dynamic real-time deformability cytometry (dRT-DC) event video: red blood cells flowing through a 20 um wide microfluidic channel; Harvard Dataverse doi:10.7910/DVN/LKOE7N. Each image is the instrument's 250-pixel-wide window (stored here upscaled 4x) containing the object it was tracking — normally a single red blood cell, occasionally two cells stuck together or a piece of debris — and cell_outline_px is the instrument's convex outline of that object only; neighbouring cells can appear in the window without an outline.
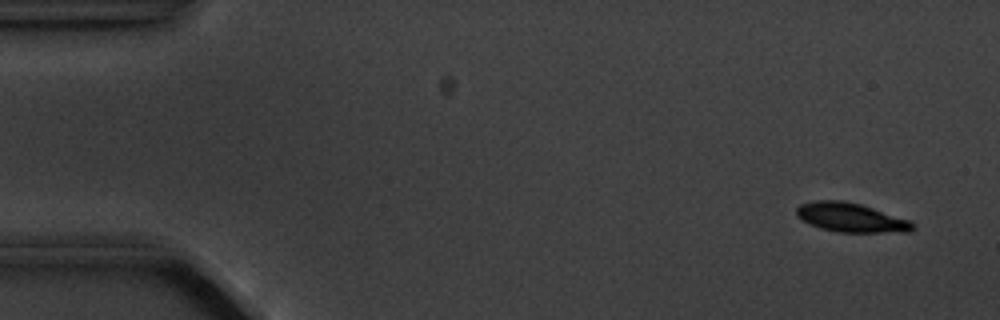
{"species": "common noctule bat (a hibernating species)", "species_latin": "Nyctalus noctula", "temperature_condition": "cold", "stored_images_in_passage": 5, "camera_frame_rate_fps": 3000, "um_per_image_px": 0.085, "animal": {"sex": "male", "body_mass_g": 20.1, "forearm_length_mm": 53.5}, "frame": {"image": 1, "passage_image": 2, "time_ms": 1.0, "image_size_px": [1000, 320], "cell_outline_px": [[916, 228], [908, 232], [840, 232], [820, 228], [800, 220], [796, 216], [796, 208], [800, 204], [816, 200], [844, 200], [860, 204], [908, 220], [916, 224]], "centroid_in_image_um": [72.3, 18.49], "position_along_channel_um": 12.7, "area_um2": 19.71}}
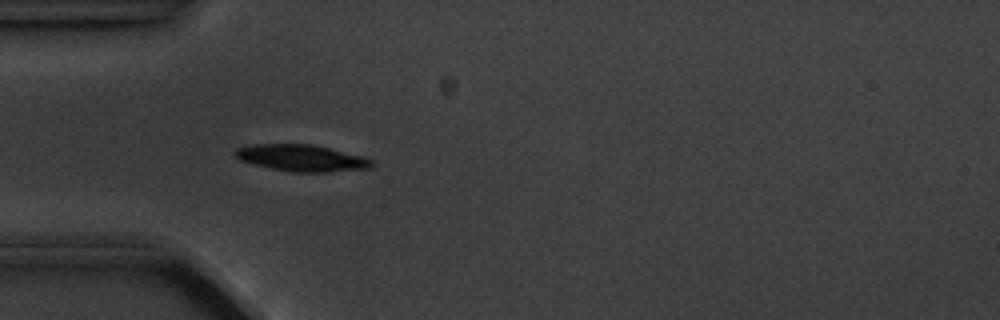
{"frame": {"image": 2, "passage_image": 5, "time_ms": 5.333, "image_size_px": [1000, 320], "cell_outline_px": [[376, 164], [372, 168], [328, 172], [292, 172], [272, 168], [240, 160], [232, 152], [236, 148], [252, 144], [312, 144], [364, 156], [372, 160]], "centroid_in_image_um": [25.68, 13.42], "position_along_channel_um": 59.3, "area_um2": 21.27}}